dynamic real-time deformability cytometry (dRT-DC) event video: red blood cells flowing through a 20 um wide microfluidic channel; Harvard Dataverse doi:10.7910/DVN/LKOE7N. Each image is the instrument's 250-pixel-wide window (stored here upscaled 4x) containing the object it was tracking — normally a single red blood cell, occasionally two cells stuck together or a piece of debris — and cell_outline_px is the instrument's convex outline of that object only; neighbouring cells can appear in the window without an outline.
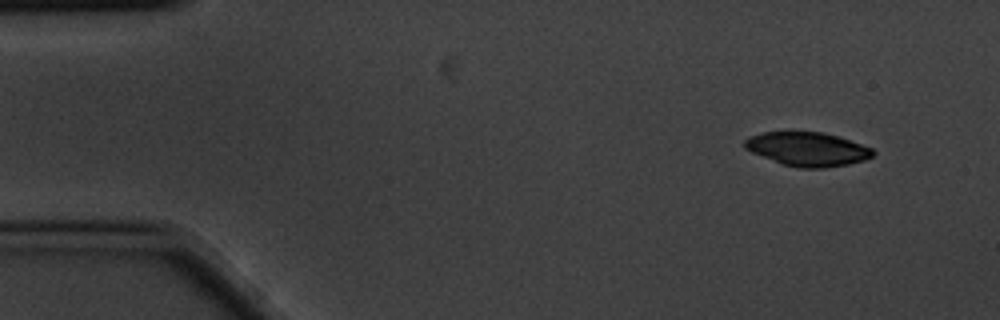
{"species": "common noctule bat (a hibernating species)", "species_latin": "Nyctalus noctula", "temperature_condition": "cold", "stored_images_in_passage": 4, "camera_frame_rate_fps": 3000, "um_per_image_px": 0.085, "animal": {"sex": "male", "body_mass_g": 20.1, "forearm_length_mm": 53.5}, "frame": {"image": 1, "passage_image": 1, "time_ms": 0.0, "image_size_px": [1000, 320], "cell_outline_px": [[876, 152], [872, 156], [864, 160], [848, 164], [824, 168], [800, 168], [784, 164], [752, 152], [744, 148], [744, 140], [748, 136], [764, 132], [792, 128], [824, 132], [840, 136], [872, 148]], "centroid_in_image_um": [68.62, 12.61], "position_along_channel_um": 16.4, "area_um2": 26.13}}
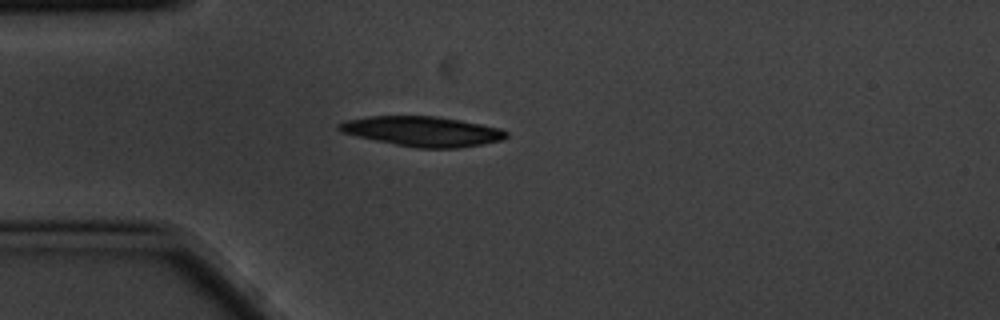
{"frame": {"image": 2, "passage_image": 4, "time_ms": 1.0, "image_size_px": [1000, 320], "cell_outline_px": [[508, 136], [500, 140], [480, 144], [456, 148], [416, 148], [376, 140], [340, 132], [336, 128], [336, 124], [344, 120], [368, 116], [436, 116], [460, 120], [500, 128], [508, 132]], "centroid_in_image_um": [35.86, 11.15], "position_along_channel_um": 49.1, "area_um2": 29.02}}